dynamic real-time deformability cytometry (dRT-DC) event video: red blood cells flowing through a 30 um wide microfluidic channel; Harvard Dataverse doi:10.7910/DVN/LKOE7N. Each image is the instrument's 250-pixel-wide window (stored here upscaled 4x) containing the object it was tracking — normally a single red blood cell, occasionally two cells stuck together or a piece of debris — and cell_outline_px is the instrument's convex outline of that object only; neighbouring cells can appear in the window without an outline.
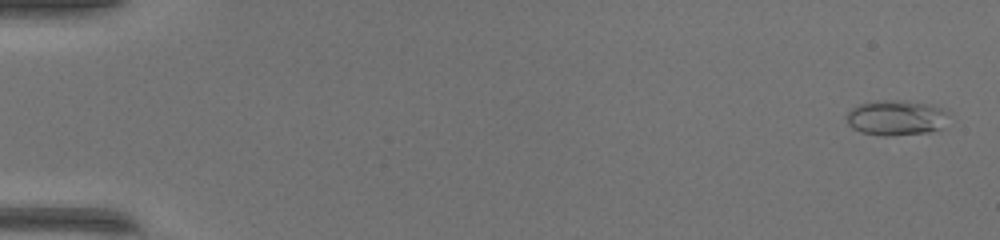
{"species": "common noctule bat (a hibernating species)", "species_latin": "Nyctalus noctula", "temperature_condition": "warm", "stored_images_in_passage": 50, "camera_frame_rate_fps": 3000, "um_per_image_px": 0.085, "animal": {"sex": "female", "body_mass_g": 17.0, "forearm_length_mm": 48.0}, "frame": {"image": 1, "passage_image": 2, "time_ms": 0.333, "image_size_px": [1000, 240], "cell_outline_px": [[948, 112], [944, 128], [928, 132], [888, 136], [884, 136], [860, 132], [852, 128], [848, 124], [848, 112], [852, 108], [860, 104], [876, 100], [904, 100], [928, 104], [940, 108]], "centroid_in_image_um": [76.18, 10.01], "position_along_channel_um": 8.8, "area_um2": 20.98}}
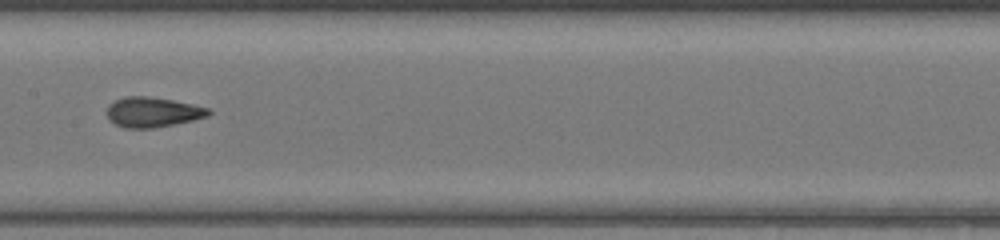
{"frame": {"image": 2, "passage_image": 27, "time_ms": 8.667, "image_size_px": [1000, 240], "cell_outline_px": [[212, 112], [208, 116], [192, 120], [152, 128], [124, 128], [108, 120], [104, 112], [108, 104], [124, 96], [148, 96], [172, 100], [192, 104], [208, 108]], "centroid_in_image_um": [12.9, 9.52], "position_along_channel_um": 194.5, "area_um2": 17.86}}
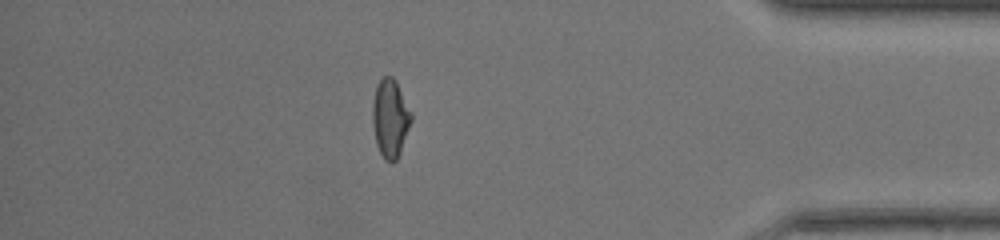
{"frame": {"image": 3, "passage_image": 44, "time_ms": 14.333, "image_size_px": [1000, 240], "cell_outline_px": [[412, 120], [400, 152], [396, 160], [392, 164], [384, 160], [376, 144], [372, 124], [372, 104], [376, 88], [380, 80], [384, 76], [392, 76], [396, 80], [412, 112]], "centroid_in_image_um": [33.17, 10.06], "position_along_channel_um": 402.0, "area_um2": 17.8}, "authors_computed_cell_mechanics": {"area_um2": 17.629, "velocity_mm_per_s": 4.2857, "shape_relaxation_time_tau1_ms": 9.9264, "shape_relaxation_time_tau2_ms": 1.2027, "deformation_change_tau1": 0.3117, "deformation_change_tau2": 0.0779}}